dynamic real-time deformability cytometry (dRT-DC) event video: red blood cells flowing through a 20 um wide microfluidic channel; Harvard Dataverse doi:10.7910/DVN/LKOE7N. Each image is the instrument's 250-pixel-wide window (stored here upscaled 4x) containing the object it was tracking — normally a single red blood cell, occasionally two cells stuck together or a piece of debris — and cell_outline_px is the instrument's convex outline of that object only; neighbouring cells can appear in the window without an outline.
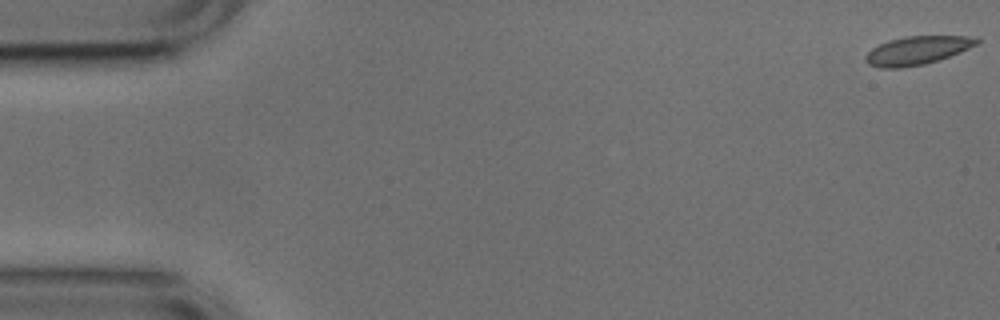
{"species": "common noctule bat (a hibernating species)", "species_latin": "Nyctalus noctula", "temperature_condition": "cold", "stored_images_in_passage": 54, "camera_frame_rate_fps": 3000, "um_per_image_px": 0.085, "animal": {"sex": "male", "body_mass_g": 17.9, "forearm_length_mm": 54.2}, "frame": {"image": 1, "passage_image": 1, "time_ms": 0.0, "image_size_px": [1000, 320], "cell_outline_px": [[980, 40], [976, 44], [960, 52], [924, 64], [900, 68], [880, 68], [868, 64], [864, 60], [864, 56], [872, 48], [888, 40], [904, 36], [968, 36]], "centroid_in_image_um": [77.89, 4.29], "position_along_channel_um": 7.1, "area_um2": 18.21}}
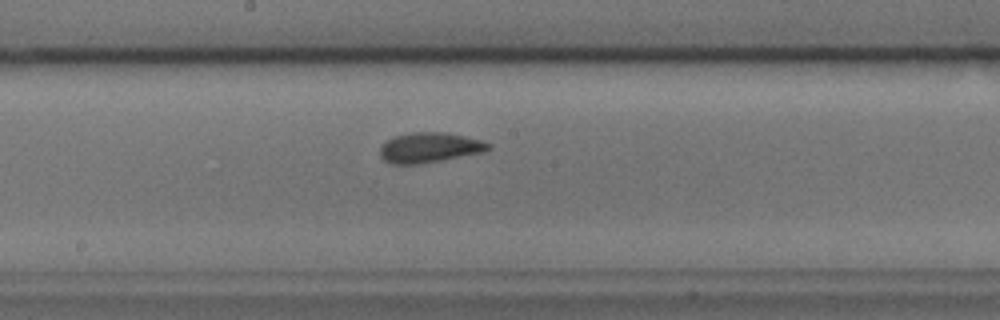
{"frame": {"image": 2, "passage_image": 28, "time_ms": 9.0, "image_size_px": [1000, 320], "cell_outline_px": [[492, 148], [484, 152], [420, 164], [392, 164], [384, 160], [380, 156], [380, 148], [388, 140], [396, 136], [412, 132], [444, 132], [464, 136], [480, 140], [492, 144]], "centroid_in_image_um": [36.53, 12.55], "position_along_channel_um": 211.7, "area_um2": 18.9}}
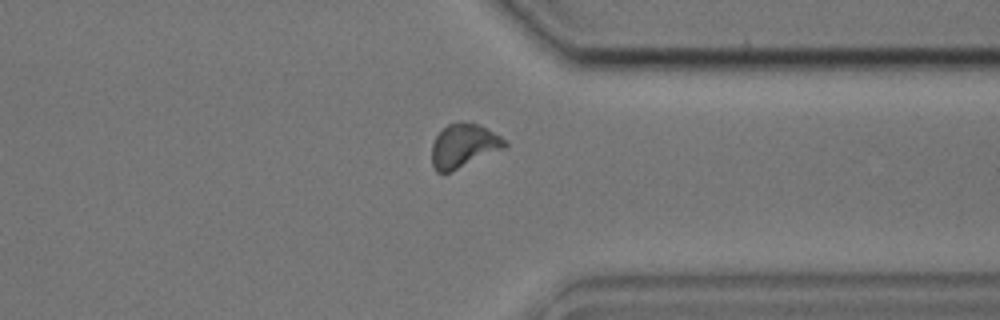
{"frame": {"image": 3, "passage_image": 41, "time_ms": 13.333, "image_size_px": [1000, 320], "cell_outline_px": [[508, 144], [504, 148], [448, 172], [436, 172], [432, 164], [432, 144], [436, 136], [448, 124], [460, 120], [476, 124], [500, 136]], "centroid_in_image_um": [39.37, 12.37], "position_along_channel_um": 372.0, "area_um2": 18.09}}